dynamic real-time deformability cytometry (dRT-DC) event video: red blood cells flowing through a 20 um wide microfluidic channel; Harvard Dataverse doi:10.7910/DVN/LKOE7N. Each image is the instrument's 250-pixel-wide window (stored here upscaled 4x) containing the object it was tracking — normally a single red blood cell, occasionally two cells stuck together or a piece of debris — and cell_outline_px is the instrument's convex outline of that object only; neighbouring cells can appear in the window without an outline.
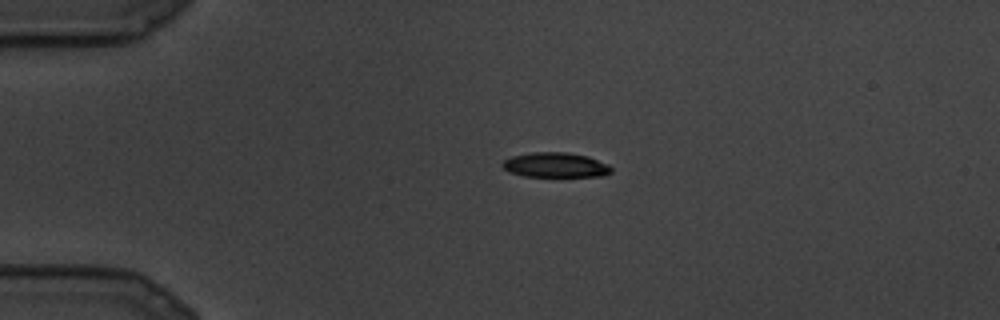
{"species": "common noctule bat (a hibernating species)", "species_latin": "Nyctalus noctula", "temperature_condition": "cold", "stored_images_in_passage": 7, "camera_frame_rate_fps": 3000, "um_per_image_px": 0.085, "animal": {"sex": "male", "body_mass_g": 19.5, "forearm_length_mm": 54.6}, "frame": {"image": 1, "passage_image": 1, "time_ms": 0.0, "image_size_px": [1000, 320], "cell_outline_px": [[612, 172], [604, 176], [524, 176], [508, 172], [500, 164], [504, 160], [512, 156], [532, 152], [568, 152], [588, 156], [608, 164], [612, 168]], "centroid_in_image_um": [47.21, 14.02], "position_along_channel_um": 37.8, "area_um2": 15.84}}
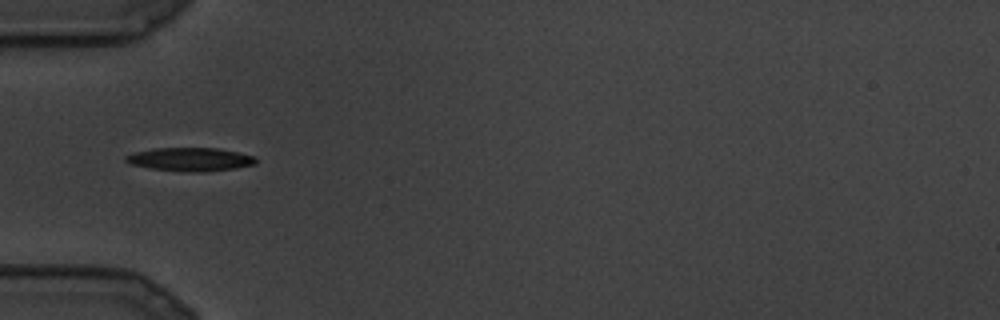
{"frame": {"image": 2, "passage_image": 4, "time_ms": 1.0, "image_size_px": [1000, 320], "cell_outline_px": [[256, 164], [236, 168], [204, 172], [188, 172], [152, 168], [128, 164], [124, 160], [124, 156], [136, 152], [152, 148], [220, 148], [256, 156]], "centroid_in_image_um": [16.18, 13.54], "position_along_channel_um": 68.8, "area_um2": 17.92}}
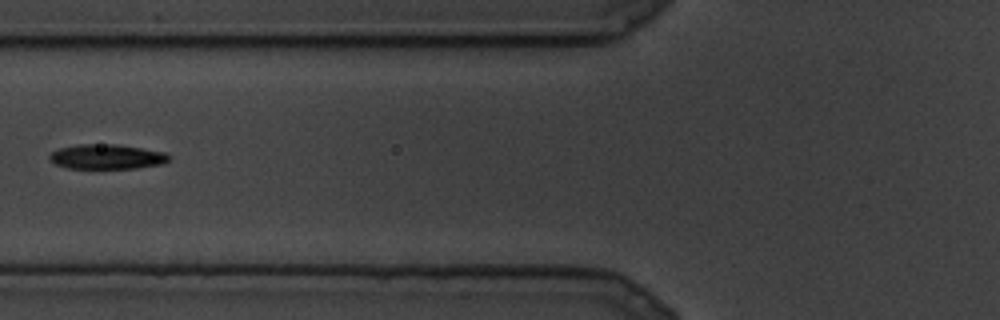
{"frame": {"image": 3, "passage_image": 6, "time_ms": 1.667, "image_size_px": [1000, 320], "cell_outline_px": [[172, 156], [164, 164], [136, 168], [68, 168], [56, 164], [48, 160], [48, 156], [52, 152], [60, 148], [76, 144], [116, 144], [164, 152]], "centroid_in_image_um": [9.07, 13.32], "position_along_channel_um": 116.7, "area_um2": 17.28}}